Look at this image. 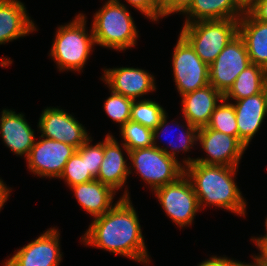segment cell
<instances>
[{
    "instance_id": "cell-35",
    "label": "cell",
    "mask_w": 267,
    "mask_h": 266,
    "mask_svg": "<svg viewBox=\"0 0 267 266\" xmlns=\"http://www.w3.org/2000/svg\"><path fill=\"white\" fill-rule=\"evenodd\" d=\"M11 191L12 190L9 188V186L7 187L4 181L0 179V211L3 208L5 202H7Z\"/></svg>"
},
{
    "instance_id": "cell-38",
    "label": "cell",
    "mask_w": 267,
    "mask_h": 266,
    "mask_svg": "<svg viewBox=\"0 0 267 266\" xmlns=\"http://www.w3.org/2000/svg\"><path fill=\"white\" fill-rule=\"evenodd\" d=\"M257 0H236L238 5L244 10L247 11Z\"/></svg>"
},
{
    "instance_id": "cell-31",
    "label": "cell",
    "mask_w": 267,
    "mask_h": 266,
    "mask_svg": "<svg viewBox=\"0 0 267 266\" xmlns=\"http://www.w3.org/2000/svg\"><path fill=\"white\" fill-rule=\"evenodd\" d=\"M126 3L152 21L157 22L161 18V5L156 0H126Z\"/></svg>"
},
{
    "instance_id": "cell-9",
    "label": "cell",
    "mask_w": 267,
    "mask_h": 266,
    "mask_svg": "<svg viewBox=\"0 0 267 266\" xmlns=\"http://www.w3.org/2000/svg\"><path fill=\"white\" fill-rule=\"evenodd\" d=\"M197 141L207 153V157L196 159L187 157L182 161L184 167L193 162L239 167V161L247 149L238 138L210 129L207 126L198 129Z\"/></svg>"
},
{
    "instance_id": "cell-3",
    "label": "cell",
    "mask_w": 267,
    "mask_h": 266,
    "mask_svg": "<svg viewBox=\"0 0 267 266\" xmlns=\"http://www.w3.org/2000/svg\"><path fill=\"white\" fill-rule=\"evenodd\" d=\"M105 2L91 25L96 45L119 52L136 46L139 31L127 6L119 0Z\"/></svg>"
},
{
    "instance_id": "cell-21",
    "label": "cell",
    "mask_w": 267,
    "mask_h": 266,
    "mask_svg": "<svg viewBox=\"0 0 267 266\" xmlns=\"http://www.w3.org/2000/svg\"><path fill=\"white\" fill-rule=\"evenodd\" d=\"M69 188L72 189L79 205L93 218L105 214L116 204H112L116 192L97 179Z\"/></svg>"
},
{
    "instance_id": "cell-12",
    "label": "cell",
    "mask_w": 267,
    "mask_h": 266,
    "mask_svg": "<svg viewBox=\"0 0 267 266\" xmlns=\"http://www.w3.org/2000/svg\"><path fill=\"white\" fill-rule=\"evenodd\" d=\"M42 137L69 144L78 149L89 138L86 128L70 113L56 107H47L39 118Z\"/></svg>"
},
{
    "instance_id": "cell-10",
    "label": "cell",
    "mask_w": 267,
    "mask_h": 266,
    "mask_svg": "<svg viewBox=\"0 0 267 266\" xmlns=\"http://www.w3.org/2000/svg\"><path fill=\"white\" fill-rule=\"evenodd\" d=\"M249 64L251 62L245 43L238 34L209 66V84L224 96Z\"/></svg>"
},
{
    "instance_id": "cell-11",
    "label": "cell",
    "mask_w": 267,
    "mask_h": 266,
    "mask_svg": "<svg viewBox=\"0 0 267 266\" xmlns=\"http://www.w3.org/2000/svg\"><path fill=\"white\" fill-rule=\"evenodd\" d=\"M27 157V167L33 174L46 178L59 179L69 158L76 148L60 141L40 136Z\"/></svg>"
},
{
    "instance_id": "cell-42",
    "label": "cell",
    "mask_w": 267,
    "mask_h": 266,
    "mask_svg": "<svg viewBox=\"0 0 267 266\" xmlns=\"http://www.w3.org/2000/svg\"><path fill=\"white\" fill-rule=\"evenodd\" d=\"M161 6L166 2V0H156Z\"/></svg>"
},
{
    "instance_id": "cell-15",
    "label": "cell",
    "mask_w": 267,
    "mask_h": 266,
    "mask_svg": "<svg viewBox=\"0 0 267 266\" xmlns=\"http://www.w3.org/2000/svg\"><path fill=\"white\" fill-rule=\"evenodd\" d=\"M105 136L104 156L96 179L118 192L119 189L123 188L130 175L129 165H127L129 163L122 152L124 149L127 157H129V150L123 143L120 146L111 133Z\"/></svg>"
},
{
    "instance_id": "cell-27",
    "label": "cell",
    "mask_w": 267,
    "mask_h": 266,
    "mask_svg": "<svg viewBox=\"0 0 267 266\" xmlns=\"http://www.w3.org/2000/svg\"><path fill=\"white\" fill-rule=\"evenodd\" d=\"M120 129L122 143L129 151L149 148L153 145V130L140 123L129 120Z\"/></svg>"
},
{
    "instance_id": "cell-25",
    "label": "cell",
    "mask_w": 267,
    "mask_h": 266,
    "mask_svg": "<svg viewBox=\"0 0 267 266\" xmlns=\"http://www.w3.org/2000/svg\"><path fill=\"white\" fill-rule=\"evenodd\" d=\"M165 114L166 110L159 103L144 98L133 101L130 120L153 130Z\"/></svg>"
},
{
    "instance_id": "cell-24",
    "label": "cell",
    "mask_w": 267,
    "mask_h": 266,
    "mask_svg": "<svg viewBox=\"0 0 267 266\" xmlns=\"http://www.w3.org/2000/svg\"><path fill=\"white\" fill-rule=\"evenodd\" d=\"M167 113L162 117L160 123L158 124V126L153 129V145L159 149H161L163 152H165L167 155H169L170 157L174 158V159H177L178 158L176 157V155L179 153V151H189L193 146L194 144H197V135H198V128L191 125L190 123H188L186 120H185V124L187 127H185V125H178V123H174V125L177 127V128H181L183 127L184 131L181 132L179 135V144L177 143V145L175 144L176 142H178L177 140L173 142H171V140H168L169 141V145L171 146V150H168L169 149V146L167 147H161V145L157 146V140L158 138L160 137V134L161 132L164 133V130L165 128H169V122H167ZM186 129V130H185ZM167 130V129H166ZM165 130V132H166ZM170 130V129H169ZM162 135V134H161ZM175 142V143H174ZM177 152V154H176Z\"/></svg>"
},
{
    "instance_id": "cell-28",
    "label": "cell",
    "mask_w": 267,
    "mask_h": 266,
    "mask_svg": "<svg viewBox=\"0 0 267 266\" xmlns=\"http://www.w3.org/2000/svg\"><path fill=\"white\" fill-rule=\"evenodd\" d=\"M111 95L104 102V109L108 117L119 123L121 128L131 118V105L133 99L125 97L119 93H115L112 90Z\"/></svg>"
},
{
    "instance_id": "cell-6",
    "label": "cell",
    "mask_w": 267,
    "mask_h": 266,
    "mask_svg": "<svg viewBox=\"0 0 267 266\" xmlns=\"http://www.w3.org/2000/svg\"><path fill=\"white\" fill-rule=\"evenodd\" d=\"M128 158L131 161L130 174L132 170L137 171L136 174L140 175L152 191L177 181L185 174V167L180 161L155 146L131 150Z\"/></svg>"
},
{
    "instance_id": "cell-41",
    "label": "cell",
    "mask_w": 267,
    "mask_h": 266,
    "mask_svg": "<svg viewBox=\"0 0 267 266\" xmlns=\"http://www.w3.org/2000/svg\"><path fill=\"white\" fill-rule=\"evenodd\" d=\"M267 261V245L258 253Z\"/></svg>"
},
{
    "instance_id": "cell-29",
    "label": "cell",
    "mask_w": 267,
    "mask_h": 266,
    "mask_svg": "<svg viewBox=\"0 0 267 266\" xmlns=\"http://www.w3.org/2000/svg\"><path fill=\"white\" fill-rule=\"evenodd\" d=\"M59 178L63 179L68 187L95 180L87 170L85 157H80L76 152L67 161Z\"/></svg>"
},
{
    "instance_id": "cell-22",
    "label": "cell",
    "mask_w": 267,
    "mask_h": 266,
    "mask_svg": "<svg viewBox=\"0 0 267 266\" xmlns=\"http://www.w3.org/2000/svg\"><path fill=\"white\" fill-rule=\"evenodd\" d=\"M245 11L236 0H194L184 24L210 20H239Z\"/></svg>"
},
{
    "instance_id": "cell-17",
    "label": "cell",
    "mask_w": 267,
    "mask_h": 266,
    "mask_svg": "<svg viewBox=\"0 0 267 266\" xmlns=\"http://www.w3.org/2000/svg\"><path fill=\"white\" fill-rule=\"evenodd\" d=\"M181 98L183 119L199 129L209 124L213 111L224 96L208 84Z\"/></svg>"
},
{
    "instance_id": "cell-13",
    "label": "cell",
    "mask_w": 267,
    "mask_h": 266,
    "mask_svg": "<svg viewBox=\"0 0 267 266\" xmlns=\"http://www.w3.org/2000/svg\"><path fill=\"white\" fill-rule=\"evenodd\" d=\"M60 232L48 228L38 238L21 247L4 266H59L62 261Z\"/></svg>"
},
{
    "instance_id": "cell-5",
    "label": "cell",
    "mask_w": 267,
    "mask_h": 266,
    "mask_svg": "<svg viewBox=\"0 0 267 266\" xmlns=\"http://www.w3.org/2000/svg\"><path fill=\"white\" fill-rule=\"evenodd\" d=\"M180 34L200 59L210 66L225 46L238 35V20H210L183 24Z\"/></svg>"
},
{
    "instance_id": "cell-30",
    "label": "cell",
    "mask_w": 267,
    "mask_h": 266,
    "mask_svg": "<svg viewBox=\"0 0 267 266\" xmlns=\"http://www.w3.org/2000/svg\"><path fill=\"white\" fill-rule=\"evenodd\" d=\"M92 141L90 137L76 150V153L80 157H85L87 170L96 179L104 156V140L95 145L90 144Z\"/></svg>"
},
{
    "instance_id": "cell-37",
    "label": "cell",
    "mask_w": 267,
    "mask_h": 266,
    "mask_svg": "<svg viewBox=\"0 0 267 266\" xmlns=\"http://www.w3.org/2000/svg\"><path fill=\"white\" fill-rule=\"evenodd\" d=\"M227 266H258L257 262L253 259L252 263H244L241 261H236L227 257Z\"/></svg>"
},
{
    "instance_id": "cell-16",
    "label": "cell",
    "mask_w": 267,
    "mask_h": 266,
    "mask_svg": "<svg viewBox=\"0 0 267 266\" xmlns=\"http://www.w3.org/2000/svg\"><path fill=\"white\" fill-rule=\"evenodd\" d=\"M0 118V134L3 143L16 156L27 159L36 139L34 129L28 124L23 113H16L10 109H2Z\"/></svg>"
},
{
    "instance_id": "cell-39",
    "label": "cell",
    "mask_w": 267,
    "mask_h": 266,
    "mask_svg": "<svg viewBox=\"0 0 267 266\" xmlns=\"http://www.w3.org/2000/svg\"><path fill=\"white\" fill-rule=\"evenodd\" d=\"M262 92L264 94V97L267 103V68L265 69V73H264Z\"/></svg>"
},
{
    "instance_id": "cell-34",
    "label": "cell",
    "mask_w": 267,
    "mask_h": 266,
    "mask_svg": "<svg viewBox=\"0 0 267 266\" xmlns=\"http://www.w3.org/2000/svg\"><path fill=\"white\" fill-rule=\"evenodd\" d=\"M197 266H227V257L212 256L203 262H200Z\"/></svg>"
},
{
    "instance_id": "cell-8",
    "label": "cell",
    "mask_w": 267,
    "mask_h": 266,
    "mask_svg": "<svg viewBox=\"0 0 267 266\" xmlns=\"http://www.w3.org/2000/svg\"><path fill=\"white\" fill-rule=\"evenodd\" d=\"M178 37L172 53V69L176 88L182 96L209 84V66L181 34Z\"/></svg>"
},
{
    "instance_id": "cell-1",
    "label": "cell",
    "mask_w": 267,
    "mask_h": 266,
    "mask_svg": "<svg viewBox=\"0 0 267 266\" xmlns=\"http://www.w3.org/2000/svg\"><path fill=\"white\" fill-rule=\"evenodd\" d=\"M123 193L108 212L93 219L81 242L148 264L150 258L136 209L126 188Z\"/></svg>"
},
{
    "instance_id": "cell-20",
    "label": "cell",
    "mask_w": 267,
    "mask_h": 266,
    "mask_svg": "<svg viewBox=\"0 0 267 266\" xmlns=\"http://www.w3.org/2000/svg\"><path fill=\"white\" fill-rule=\"evenodd\" d=\"M238 34L243 39L250 62L267 68V23L254 19L247 11L238 20Z\"/></svg>"
},
{
    "instance_id": "cell-23",
    "label": "cell",
    "mask_w": 267,
    "mask_h": 266,
    "mask_svg": "<svg viewBox=\"0 0 267 266\" xmlns=\"http://www.w3.org/2000/svg\"><path fill=\"white\" fill-rule=\"evenodd\" d=\"M265 69L249 64L236 78L224 99L240 100L262 92Z\"/></svg>"
},
{
    "instance_id": "cell-19",
    "label": "cell",
    "mask_w": 267,
    "mask_h": 266,
    "mask_svg": "<svg viewBox=\"0 0 267 266\" xmlns=\"http://www.w3.org/2000/svg\"><path fill=\"white\" fill-rule=\"evenodd\" d=\"M28 14L20 0H0V45L37 31Z\"/></svg>"
},
{
    "instance_id": "cell-26",
    "label": "cell",
    "mask_w": 267,
    "mask_h": 266,
    "mask_svg": "<svg viewBox=\"0 0 267 266\" xmlns=\"http://www.w3.org/2000/svg\"><path fill=\"white\" fill-rule=\"evenodd\" d=\"M208 128L238 138L235 108L224 98L212 113Z\"/></svg>"
},
{
    "instance_id": "cell-32",
    "label": "cell",
    "mask_w": 267,
    "mask_h": 266,
    "mask_svg": "<svg viewBox=\"0 0 267 266\" xmlns=\"http://www.w3.org/2000/svg\"><path fill=\"white\" fill-rule=\"evenodd\" d=\"M194 0H166L161 6V18L179 13L185 14L191 7Z\"/></svg>"
},
{
    "instance_id": "cell-14",
    "label": "cell",
    "mask_w": 267,
    "mask_h": 266,
    "mask_svg": "<svg viewBox=\"0 0 267 266\" xmlns=\"http://www.w3.org/2000/svg\"><path fill=\"white\" fill-rule=\"evenodd\" d=\"M103 70L101 79L109 89L130 99L139 100L140 97L156 90L155 78L147 70L133 67Z\"/></svg>"
},
{
    "instance_id": "cell-2",
    "label": "cell",
    "mask_w": 267,
    "mask_h": 266,
    "mask_svg": "<svg viewBox=\"0 0 267 266\" xmlns=\"http://www.w3.org/2000/svg\"><path fill=\"white\" fill-rule=\"evenodd\" d=\"M237 169L197 162L185 167V175L193 185L200 209L211 205L245 217L246 200L235 183Z\"/></svg>"
},
{
    "instance_id": "cell-33",
    "label": "cell",
    "mask_w": 267,
    "mask_h": 266,
    "mask_svg": "<svg viewBox=\"0 0 267 266\" xmlns=\"http://www.w3.org/2000/svg\"><path fill=\"white\" fill-rule=\"evenodd\" d=\"M247 12L254 19L267 23V0H257Z\"/></svg>"
},
{
    "instance_id": "cell-36",
    "label": "cell",
    "mask_w": 267,
    "mask_h": 266,
    "mask_svg": "<svg viewBox=\"0 0 267 266\" xmlns=\"http://www.w3.org/2000/svg\"><path fill=\"white\" fill-rule=\"evenodd\" d=\"M265 230H266V234L264 236H260V237H252L251 240L253 241V243L255 244V246L259 249V251H261L266 245H267V217L265 219Z\"/></svg>"
},
{
    "instance_id": "cell-18",
    "label": "cell",
    "mask_w": 267,
    "mask_h": 266,
    "mask_svg": "<svg viewBox=\"0 0 267 266\" xmlns=\"http://www.w3.org/2000/svg\"><path fill=\"white\" fill-rule=\"evenodd\" d=\"M232 104L235 108L238 139L248 147L267 116V103L264 94L261 92L235 100V103Z\"/></svg>"
},
{
    "instance_id": "cell-4",
    "label": "cell",
    "mask_w": 267,
    "mask_h": 266,
    "mask_svg": "<svg viewBox=\"0 0 267 266\" xmlns=\"http://www.w3.org/2000/svg\"><path fill=\"white\" fill-rule=\"evenodd\" d=\"M86 19L85 14L79 13L74 20L57 28L49 56L59 71L81 72L93 52L95 38L92 29L90 34L86 31Z\"/></svg>"
},
{
    "instance_id": "cell-7",
    "label": "cell",
    "mask_w": 267,
    "mask_h": 266,
    "mask_svg": "<svg viewBox=\"0 0 267 266\" xmlns=\"http://www.w3.org/2000/svg\"><path fill=\"white\" fill-rule=\"evenodd\" d=\"M167 216L180 228L192 225L200 207L190 179L184 174L177 181L154 190Z\"/></svg>"
},
{
    "instance_id": "cell-40",
    "label": "cell",
    "mask_w": 267,
    "mask_h": 266,
    "mask_svg": "<svg viewBox=\"0 0 267 266\" xmlns=\"http://www.w3.org/2000/svg\"><path fill=\"white\" fill-rule=\"evenodd\" d=\"M254 260L257 262L258 266H267V261L259 254L255 256H252Z\"/></svg>"
}]
</instances>
